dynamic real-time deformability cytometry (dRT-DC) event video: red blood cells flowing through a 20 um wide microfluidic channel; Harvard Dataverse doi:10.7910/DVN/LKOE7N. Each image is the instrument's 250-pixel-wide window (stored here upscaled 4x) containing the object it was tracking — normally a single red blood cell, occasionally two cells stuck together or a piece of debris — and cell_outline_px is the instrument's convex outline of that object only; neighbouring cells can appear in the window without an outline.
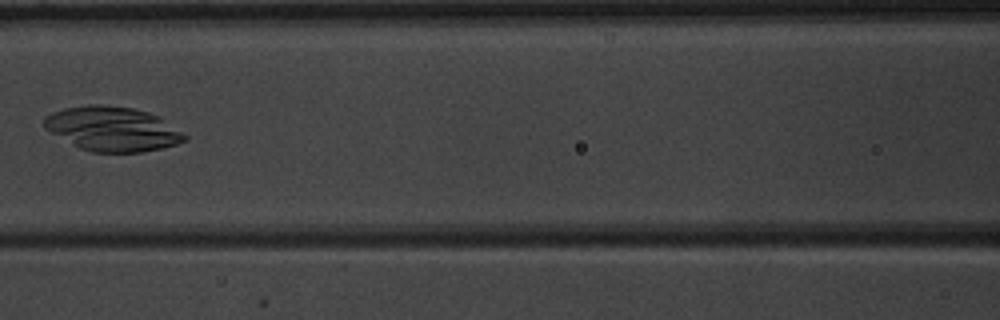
{"species": "common noctule bat (a hibernating species)", "species_latin": "Nyctalus noctula", "temperature_condition": "warm", "stored_images_in_passage": 5, "camera_frame_rate_fps": 3000, "um_per_image_px": 0.085, "animal": {"sex": "male", "body_mass_g": 20.1, "forearm_length_mm": 53.5}, "frame": {"image": 1, "passage_image": 5, "time_ms": 4.667, "image_size_px": [1000, 320], "cell_outline_px": [[188, 140], [176, 144], [160, 148], [140, 152], [92, 152], [80, 148], [72, 144], [44, 128], [44, 116], [52, 112], [64, 108], [88, 104], [104, 104], [132, 108], [148, 112], [160, 116], [188, 136]], "centroid_in_image_um": [9.57, 10.94], "position_along_channel_um": 157.0, "area_um2": 36.47}}